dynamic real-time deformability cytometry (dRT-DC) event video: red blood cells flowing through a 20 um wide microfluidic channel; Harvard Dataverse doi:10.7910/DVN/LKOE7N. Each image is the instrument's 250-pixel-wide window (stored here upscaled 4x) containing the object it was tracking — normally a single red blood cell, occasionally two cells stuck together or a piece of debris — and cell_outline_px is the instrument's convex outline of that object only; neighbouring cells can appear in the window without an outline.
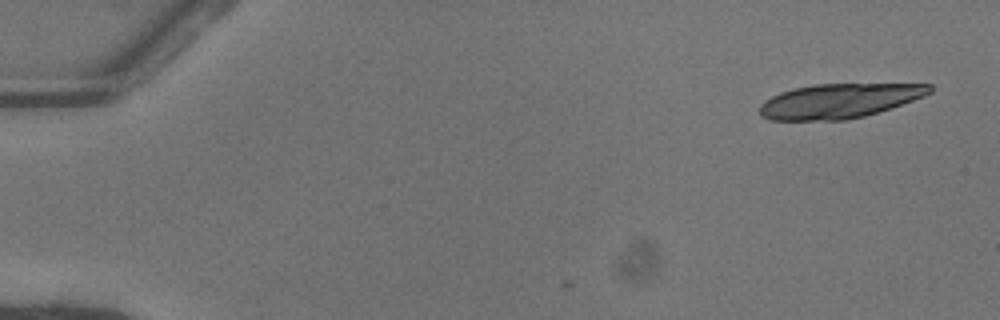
{"species": "common noctule bat (a hibernating species)", "species_latin": "Nyctalus noctula", "temperature_condition": "warm", "stored_images_in_passage": 5, "camera_frame_rate_fps": 3000, "um_per_image_px": 0.085, "animal": {"sex": "female"}, "frame": {"image": 1, "passage_image": 1, "time_ms": 0.0, "image_size_px": [1000, 320], "cell_outline_px": [[932, 92], [924, 96], [864, 116], [844, 120], [768, 120], [760, 116], [760, 104], [764, 100], [780, 92], [792, 88], [812, 84], [932, 84]], "centroid_in_image_um": [71.26, 8.57], "position_along_channel_um": 13.7, "area_um2": 34.04}}